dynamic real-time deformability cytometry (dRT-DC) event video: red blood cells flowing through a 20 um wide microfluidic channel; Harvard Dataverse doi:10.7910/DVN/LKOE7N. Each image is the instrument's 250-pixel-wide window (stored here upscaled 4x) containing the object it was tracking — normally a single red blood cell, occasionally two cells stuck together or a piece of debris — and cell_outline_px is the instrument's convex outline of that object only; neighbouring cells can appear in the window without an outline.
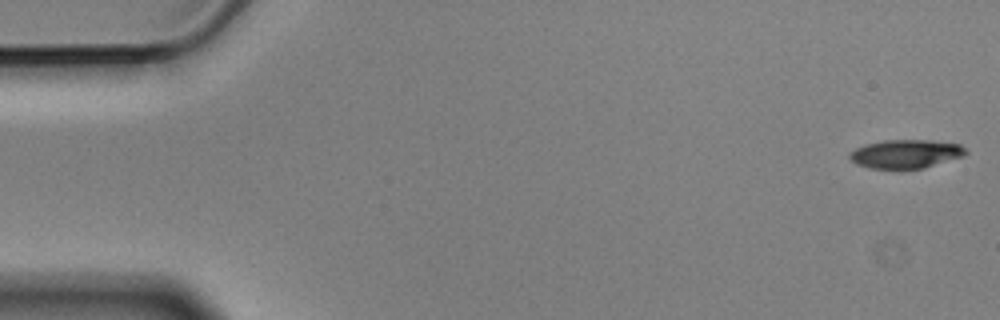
{"species": "Egyptian fruit bat (a non-hibernating species)", "species_latin": "Rousettus aegyptiacus", "temperature_condition": "cold", "stored_images_in_passage": 4, "camera_frame_rate_fps": 3000, "um_per_image_px": 0.085, "animal": {"sex": "male"}, "frame": {"image": 1, "passage_image": 1, "time_ms": 0.0, "image_size_px": [1000, 320], "cell_outline_px": [[968, 152], [964, 156], [924, 168], [868, 168], [856, 164], [848, 156], [856, 148], [868, 144], [884, 140], [932, 140], [960, 144]], "centroid_in_image_um": [77.03, 13.08], "position_along_channel_um": 8.0, "area_um2": 19.19}}